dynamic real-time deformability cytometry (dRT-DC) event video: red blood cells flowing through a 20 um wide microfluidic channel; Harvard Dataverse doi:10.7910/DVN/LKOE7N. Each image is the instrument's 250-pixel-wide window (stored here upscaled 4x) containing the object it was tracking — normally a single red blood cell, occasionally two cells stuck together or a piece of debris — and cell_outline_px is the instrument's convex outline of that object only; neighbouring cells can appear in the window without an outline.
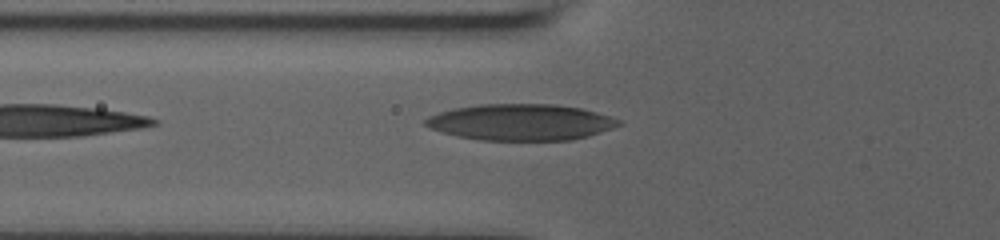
{"species": "human", "species_latin": "Homo sapiens", "temperature_condition": "room temperature", "stored_images_in_passage": 4, "camera_frame_rate_fps": 3000, "um_per_image_px": 0.085, "donor": {"sex": "male"}, "frame": {"image": 1, "passage_image": 4, "time_ms": 1.0, "image_size_px": [1000, 240], "cell_outline_px": [[624, 124], [588, 136], [572, 140], [480, 140], [460, 136], [444, 132], [432, 128], [424, 124], [424, 120], [428, 116], [452, 108], [480, 104], [556, 104], [580, 108], [596, 112], [620, 120]], "centroid_in_image_um": [44.28, 10.38], "position_along_channel_um": 81.5, "area_um2": 40.69}}